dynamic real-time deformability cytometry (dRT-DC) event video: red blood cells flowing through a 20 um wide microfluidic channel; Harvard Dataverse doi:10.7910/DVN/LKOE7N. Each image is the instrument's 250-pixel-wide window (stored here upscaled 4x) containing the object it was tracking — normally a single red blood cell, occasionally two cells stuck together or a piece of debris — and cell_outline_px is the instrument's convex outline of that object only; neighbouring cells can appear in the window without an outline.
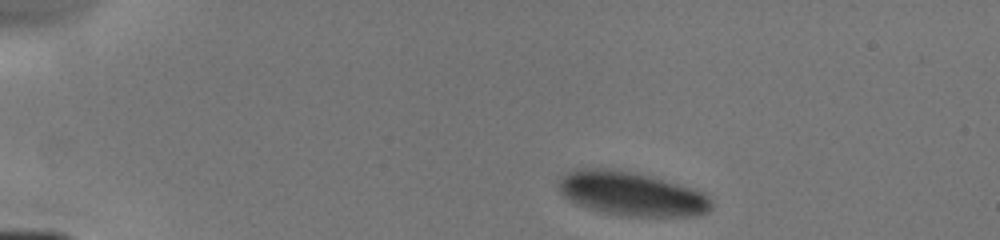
{"species": "human", "species_latin": "Homo sapiens", "temperature_condition": "cold", "stored_images_in_passage": 5, "camera_frame_rate_fps": 3000, "um_per_image_px": 0.085, "donor": {"sex": "male"}, "frame": {"image": 1, "passage_image": 1, "time_ms": 0.0, "image_size_px": [1000, 240], "cell_outline_px": [[712, 208], [708, 212], [700, 216], [624, 216], [600, 212], [576, 204], [564, 196], [560, 192], [560, 180], [572, 168], [612, 168], [652, 176], [692, 188], [704, 192], [712, 200]], "centroid_in_image_um": [53.71, 16.47], "position_along_channel_um": 31.3, "area_um2": 39.42}}